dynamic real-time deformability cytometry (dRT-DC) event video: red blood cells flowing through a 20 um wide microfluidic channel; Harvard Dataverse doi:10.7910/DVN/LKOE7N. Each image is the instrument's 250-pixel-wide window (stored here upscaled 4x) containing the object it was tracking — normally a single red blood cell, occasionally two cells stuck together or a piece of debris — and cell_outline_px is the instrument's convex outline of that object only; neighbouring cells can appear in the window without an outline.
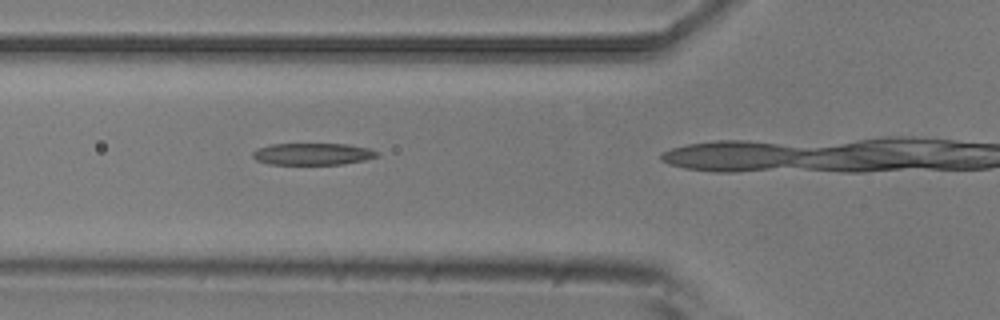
{"species": "common noctule bat (a hibernating species)", "species_latin": "Nyctalus noctula", "temperature_condition": "room temperature", "stored_images_in_passage": 9, "camera_frame_rate_fps": 3000, "um_per_image_px": 0.085, "animal": {"sex": "male", "body_mass_g": 20.5, "forearm_length_mm": 52.5}, "frame": {"image": 1, "passage_image": 2, "time_ms": 0.333, "image_size_px": [1000, 320], "cell_outline_px": [[380, 152], [376, 156], [364, 160], [340, 164], [268, 164], [256, 160], [252, 156], [252, 152], [256, 148], [272, 144], [348, 144], [368, 148]], "centroid_in_image_um": [26.54, 13.08], "position_along_channel_um": 99.3, "area_um2": 15.78}}
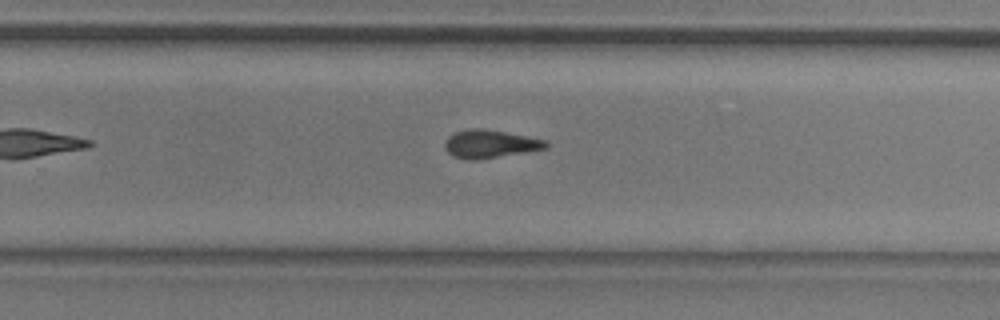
{"frame": {"image": 2, "passage_image": 9, "time_ms": 2.667, "image_size_px": [1000, 320], "cell_outline_px": [[548, 148], [476, 160], [468, 160], [452, 156], [444, 148], [444, 144], [448, 136], [456, 132], [468, 128], [480, 128], [504, 132], [548, 140]], "centroid_in_image_um": [41.63, 12.23], "position_along_channel_um": 288.2, "area_um2": 16.47}}